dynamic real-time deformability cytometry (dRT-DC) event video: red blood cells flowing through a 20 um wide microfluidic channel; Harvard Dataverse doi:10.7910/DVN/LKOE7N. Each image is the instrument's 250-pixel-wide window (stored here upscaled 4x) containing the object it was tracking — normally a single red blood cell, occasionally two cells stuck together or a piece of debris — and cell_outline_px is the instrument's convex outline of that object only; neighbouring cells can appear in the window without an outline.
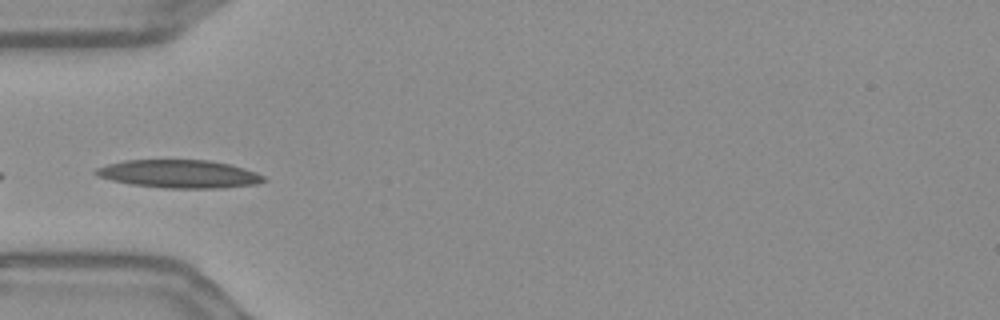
{"species": "Egyptian fruit bat (a non-hibernating species)", "species_latin": "Rousettus aegyptiacus", "temperature_condition": "warm", "stored_images_in_passage": 31, "camera_frame_rate_fps": 3000, "um_per_image_px": 0.085, "frame": {"image": 1, "passage_image": 1, "time_ms": 0.0, "image_size_px": [1000, 320], "cell_outline_px": [[268, 180], [256, 184], [224, 188], [164, 188], [132, 184], [112, 180], [96, 176], [92, 172], [96, 168], [108, 164], [124, 160], [208, 160], [228, 164], [244, 168], [256, 172], [264, 176]], "centroid_in_image_um": [15.23, 14.78], "position_along_channel_um": 69.8, "area_um2": 27.51}, "authors_computed_cell_mechanics": {"area_um2": 25.3742, "velocity_mm_per_s": 3.5774, "shape_relaxation_time_tau1_ms": 5.0128, "shape_relaxation_time_tau2_ms": 8.2703, "deformation_change_tau1": 0.129, "deformation_change_tau2": 0.1236}}